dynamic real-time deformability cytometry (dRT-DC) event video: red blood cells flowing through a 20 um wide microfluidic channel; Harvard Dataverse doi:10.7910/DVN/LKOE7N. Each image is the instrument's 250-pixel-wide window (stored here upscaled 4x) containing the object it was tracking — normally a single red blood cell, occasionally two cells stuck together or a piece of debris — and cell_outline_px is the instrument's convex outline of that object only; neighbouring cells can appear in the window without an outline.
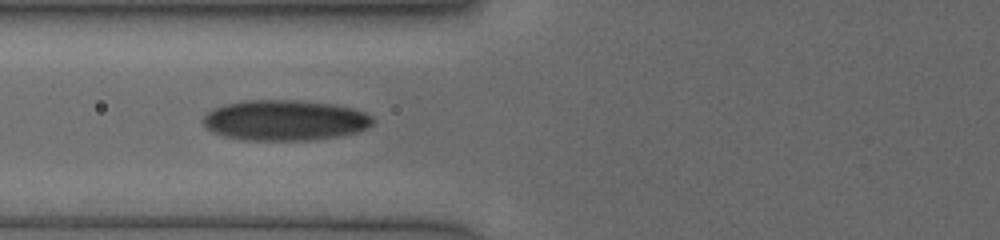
{"species": "human", "species_latin": "Homo sapiens", "temperature_condition": "cold", "stored_images_in_passage": 36, "camera_frame_rate_fps": 3000, "um_per_image_px": 0.085, "donor": {"sex": "female"}, "frame": {"image": 1, "passage_image": 5, "time_ms": 0.667, "image_size_px": [1000, 240], "cell_outline_px": [[372, 124], [368, 128], [356, 132], [336, 136], [308, 140], [244, 140], [224, 136], [208, 128], [204, 124], [204, 116], [208, 112], [216, 108], [228, 104], [244, 100], [300, 100], [332, 104], [352, 108], [364, 112], [372, 116]], "centroid_in_image_um": [24.24, 10.22], "position_along_channel_um": 101.6, "area_um2": 39.65}}
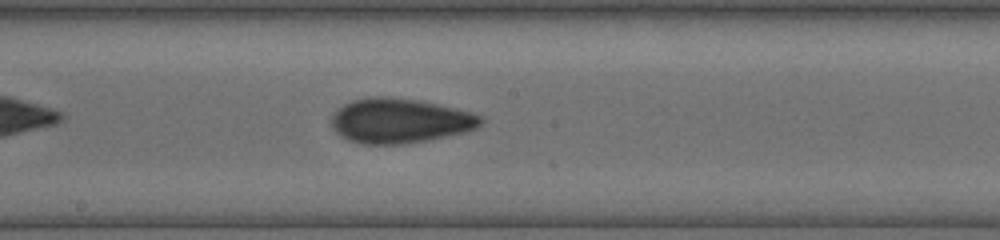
{"frame": {"image": 2, "passage_image": 20, "time_ms": 3.333, "image_size_px": [1000, 240], "cell_outline_px": [[484, 120], [476, 128], [468, 132], [424, 140], [400, 144], [364, 144], [348, 140], [340, 136], [332, 128], [332, 116], [344, 104], [352, 100], [372, 96], [384, 96], [416, 100], [456, 108], [484, 116]], "centroid_in_image_um": [33.99, 10.26], "position_along_channel_um": 214.2, "area_um2": 38.73}}
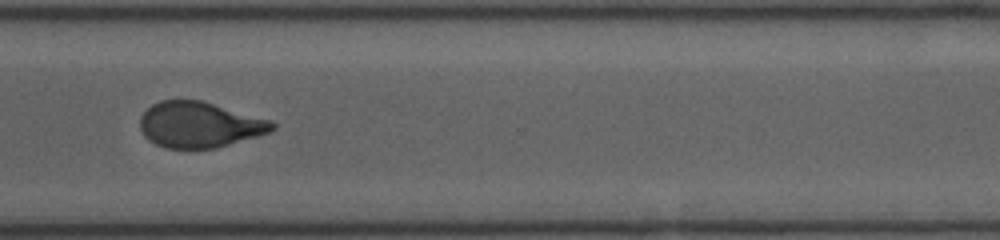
{"frame": {"image": 3, "passage_image": 35, "time_ms": 6.667, "image_size_px": [1000, 240], "cell_outline_px": [[276, 128], [272, 132], [216, 148], [164, 148], [148, 140], [144, 136], [140, 128], [140, 116], [152, 104], [160, 100], [200, 100], [272, 120], [276, 124]], "centroid_in_image_um": [16.97, 10.6], "position_along_channel_um": 353.6, "area_um2": 35.37}}